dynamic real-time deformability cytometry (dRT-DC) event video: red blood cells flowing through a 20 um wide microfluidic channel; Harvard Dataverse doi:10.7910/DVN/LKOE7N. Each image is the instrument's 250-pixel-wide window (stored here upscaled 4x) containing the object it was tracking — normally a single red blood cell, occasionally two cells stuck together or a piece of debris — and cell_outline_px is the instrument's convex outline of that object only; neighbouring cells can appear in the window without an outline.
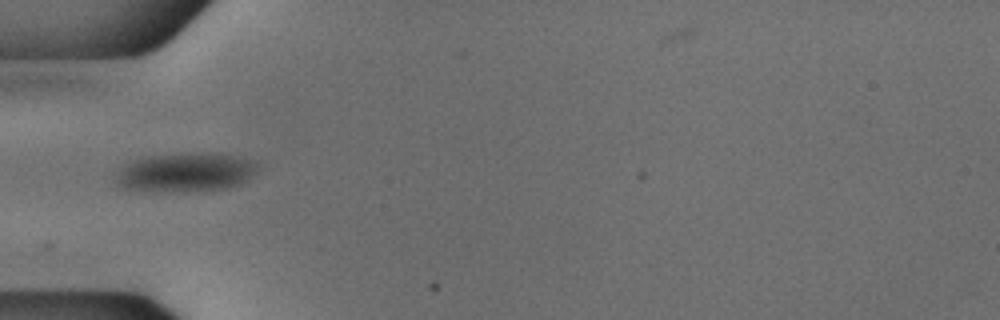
{"species": "common noctule bat (a hibernating species)", "species_latin": "Nyctalus noctula", "temperature_condition": "cold", "stored_images_in_passage": 38, "camera_frame_rate_fps": 3000, "um_per_image_px": 0.085, "animal": {"sex": "male", "body_mass_g": 18.8}, "frame": {"image": 1, "passage_image": 1, "time_ms": 0.0, "image_size_px": [1000, 320], "cell_outline_px": [[260, 168], [256, 172], [240, 184], [228, 188], [124, 188], [116, 184], [112, 180], [116, 172], [124, 164], [132, 160], [144, 156], [212, 152], [220, 152], [248, 160], [256, 164]], "centroid_in_image_um": [15.75, 14.57], "position_along_channel_um": 69.2, "area_um2": 30.87}}
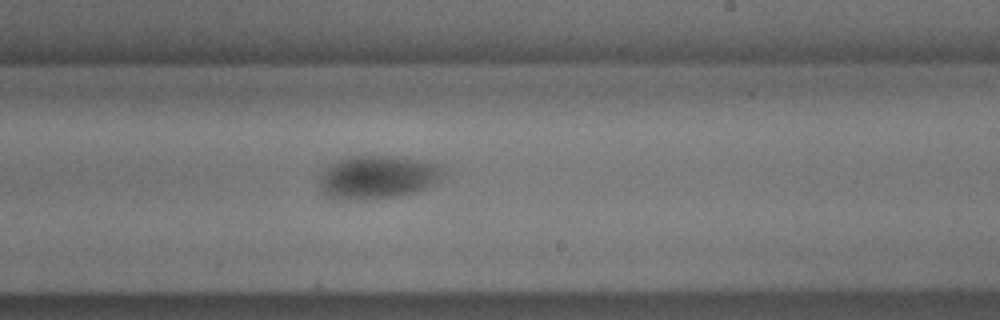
{"frame": {"image": 2, "passage_image": 16, "time_ms": 5.0, "image_size_px": [1000, 320], "cell_outline_px": [[444, 176], [440, 180], [420, 192], [376, 200], [344, 200], [324, 196], [320, 188], [320, 176], [324, 168], [336, 160], [348, 156], [396, 156], [424, 160], [436, 164], [444, 172]], "centroid_in_image_um": [32.08, 15.08], "position_along_channel_um": 256.9, "area_um2": 32.02}}
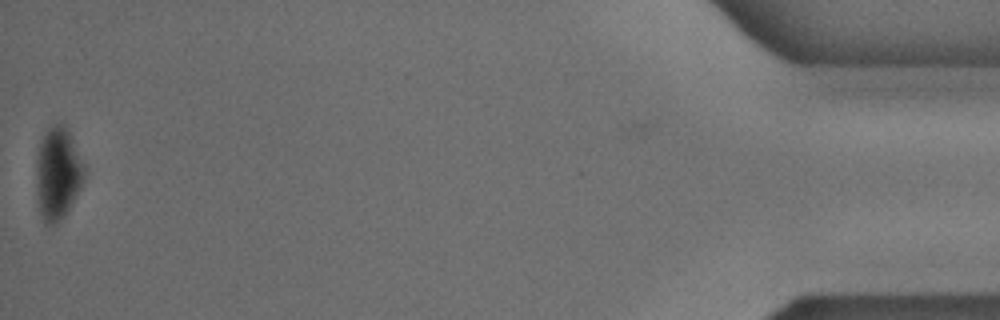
{"frame": {"image": 3, "passage_image": 37, "time_ms": 12.0, "image_size_px": [1000, 320], "cell_outline_px": [[84, 176], [80, 188], [68, 212], [56, 224], [44, 224], [36, 200], [36, 160], [40, 140], [48, 128], [56, 124], [64, 124], [68, 128], [72, 136], [84, 164]], "centroid_in_image_um": [4.89, 14.75], "position_along_channel_um": 430.3, "area_um2": 26.18}, "authors_computed_cell_mechanics": {"area_um2": 29.9982, "velocity_mm_per_s": 3.7622, "shape_relaxation_time_tau1_ms": 3.9537, "shape_relaxation_time_tau2_ms": null, "deformation_change_tau1": 0.1093, "deformation_change_tau2": null}}